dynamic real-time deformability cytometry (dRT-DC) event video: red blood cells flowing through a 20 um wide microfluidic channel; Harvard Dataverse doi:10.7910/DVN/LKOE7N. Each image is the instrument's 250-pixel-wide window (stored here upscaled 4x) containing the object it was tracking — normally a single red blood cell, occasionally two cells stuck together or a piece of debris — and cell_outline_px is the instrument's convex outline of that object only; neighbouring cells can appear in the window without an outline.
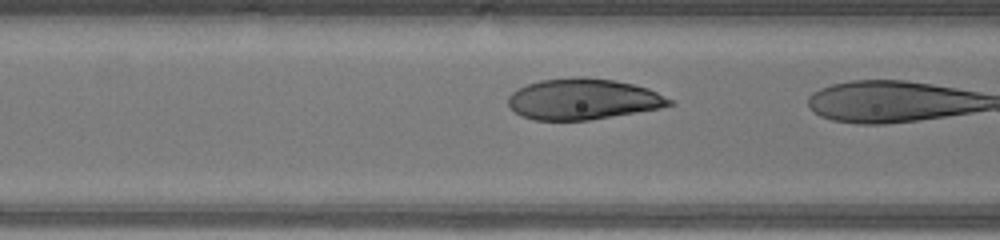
{"species": "human", "species_latin": "Homo sapiens", "temperature_condition": "warm", "stored_images_in_passage": 13, "camera_frame_rate_fps": 3000, "um_per_image_px": 0.085, "donor": {"sex": "male"}, "frame": {"image": 1, "passage_image": 11, "time_ms": 3.333, "image_size_px": [1000, 240], "cell_outline_px": [[676, 104], [660, 108], [588, 120], [532, 120], [520, 116], [508, 104], [508, 96], [516, 88], [540, 80], [576, 76], [584, 76], [616, 80], [648, 88], [672, 100]], "centroid_in_image_um": [49.53, 8.41], "position_along_channel_um": 117.1, "area_um2": 38.61}}